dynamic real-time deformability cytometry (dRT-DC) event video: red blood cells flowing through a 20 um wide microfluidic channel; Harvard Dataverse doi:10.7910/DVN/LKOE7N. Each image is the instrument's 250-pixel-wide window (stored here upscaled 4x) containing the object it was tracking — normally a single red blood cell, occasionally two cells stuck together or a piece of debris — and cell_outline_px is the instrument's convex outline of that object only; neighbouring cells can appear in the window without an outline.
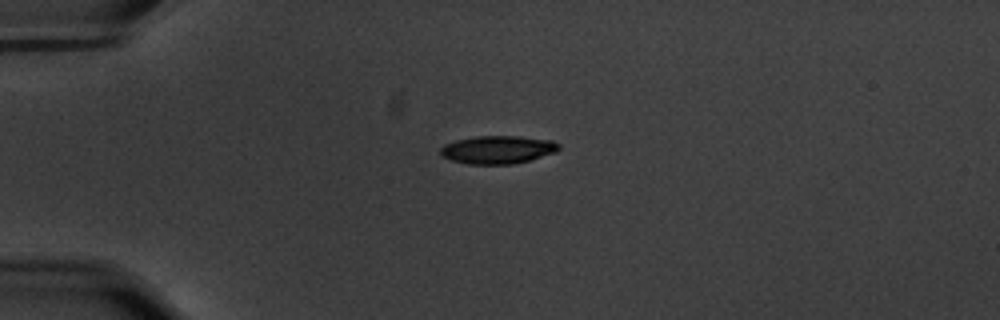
{"species": "common noctule bat (a hibernating species)", "species_latin": "Nyctalus noctula", "temperature_condition": "warm", "stored_images_in_passage": 44, "camera_frame_rate_fps": 3000, "um_per_image_px": 0.085, "animal": {"sex": "male", "body_mass_g": 20.1, "forearm_length_mm": 53.5}, "frame": {"image": 1, "passage_image": 1, "time_ms": 0.0, "image_size_px": [1000, 320], "cell_outline_px": [[560, 148], [556, 152], [528, 160], [512, 164], [468, 164], [452, 160], [444, 156], [440, 152], [440, 148], [444, 144], [456, 140], [476, 136], [520, 136], [552, 140], [560, 144]], "centroid_in_image_um": [42.32, 12.71], "position_along_channel_um": 42.7, "area_um2": 19.25}}
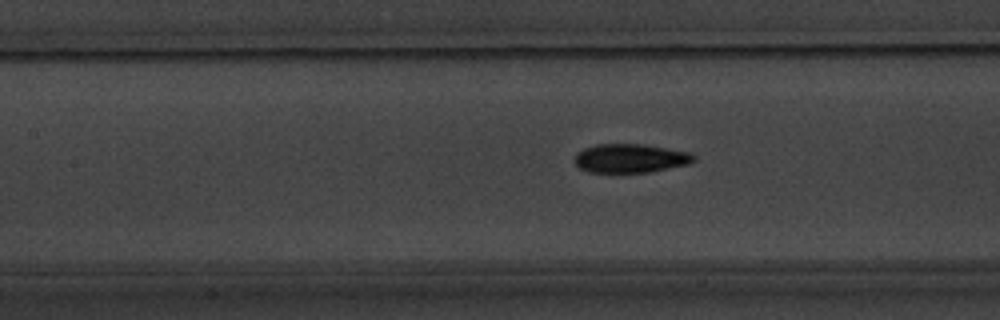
{"frame": {"image": 2, "passage_image": 13, "time_ms": 4.0, "image_size_px": [1000, 320], "cell_outline_px": [[696, 160], [688, 164], [648, 172], [588, 172], [580, 168], [576, 164], [576, 152], [584, 148], [596, 144], [644, 144], [692, 152], [696, 156]], "centroid_in_image_um": [53.61, 13.44], "position_along_channel_um": 153.8, "area_um2": 20.06}}
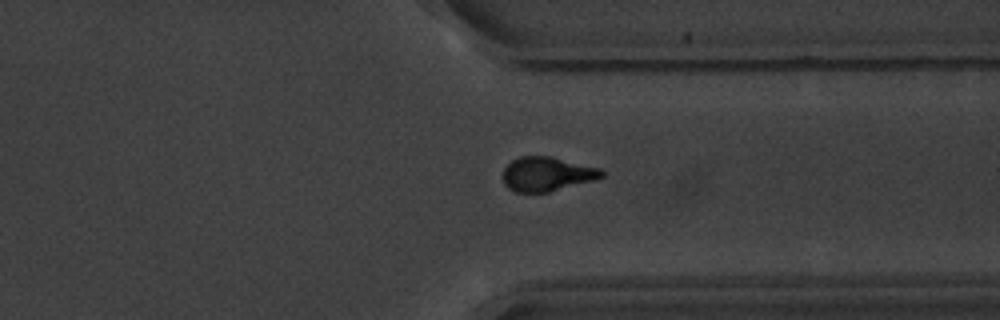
{"frame": {"image": 3, "passage_image": 31, "time_ms": 10.0, "image_size_px": [1000, 320], "cell_outline_px": [[604, 176], [596, 180], [548, 192], [516, 192], [508, 188], [504, 184], [504, 168], [512, 160], [520, 156], [548, 156], [600, 168], [604, 172]], "centroid_in_image_um": [46.5, 14.8], "position_along_channel_um": 364.9, "area_um2": 19.59}, "authors_computed_cell_mechanics": {"area_um2": 19.7098, "velocity_mm_per_s": 3.5219, "shape_relaxation_time_tau1_ms": 3.3008, "shape_relaxation_time_tau2_ms": 1.6461, "deformation_change_tau1": 0.1584, "deformation_change_tau2": 0.0746}}